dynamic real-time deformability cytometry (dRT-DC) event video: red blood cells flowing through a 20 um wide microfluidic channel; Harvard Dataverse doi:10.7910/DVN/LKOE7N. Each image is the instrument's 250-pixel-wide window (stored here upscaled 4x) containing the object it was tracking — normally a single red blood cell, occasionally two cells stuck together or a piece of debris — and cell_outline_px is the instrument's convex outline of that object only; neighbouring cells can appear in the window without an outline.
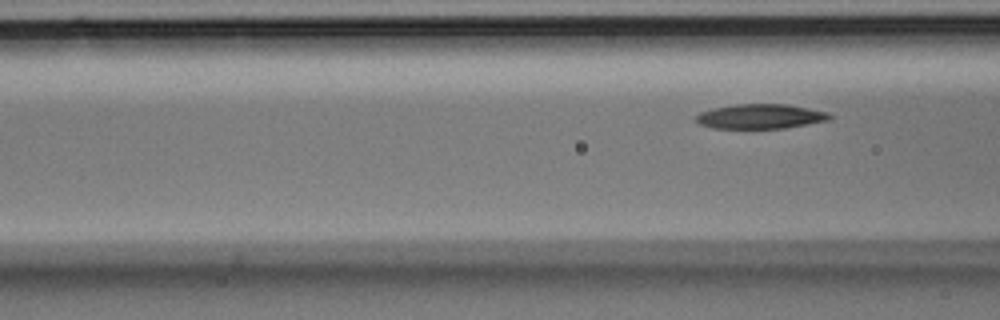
{"species": "Egyptian fruit bat (a non-hibernating species)", "species_latin": "Rousettus aegyptiacus", "temperature_condition": "room temperature", "stored_images_in_passage": 3, "camera_frame_rate_fps": 3000, "um_per_image_px": 0.085, "animal": {"sex": "male"}, "frame": {"image": 1, "passage_image": 3, "time_ms": 0.667, "image_size_px": [1000, 320], "cell_outline_px": [[832, 116], [828, 120], [784, 128], [712, 128], [700, 124], [696, 120], [696, 116], [700, 112], [712, 108], [736, 104], [788, 104], [828, 112]], "centroid_in_image_um": [64.62, 9.89], "position_along_channel_um": 102.0, "area_um2": 19.07}}